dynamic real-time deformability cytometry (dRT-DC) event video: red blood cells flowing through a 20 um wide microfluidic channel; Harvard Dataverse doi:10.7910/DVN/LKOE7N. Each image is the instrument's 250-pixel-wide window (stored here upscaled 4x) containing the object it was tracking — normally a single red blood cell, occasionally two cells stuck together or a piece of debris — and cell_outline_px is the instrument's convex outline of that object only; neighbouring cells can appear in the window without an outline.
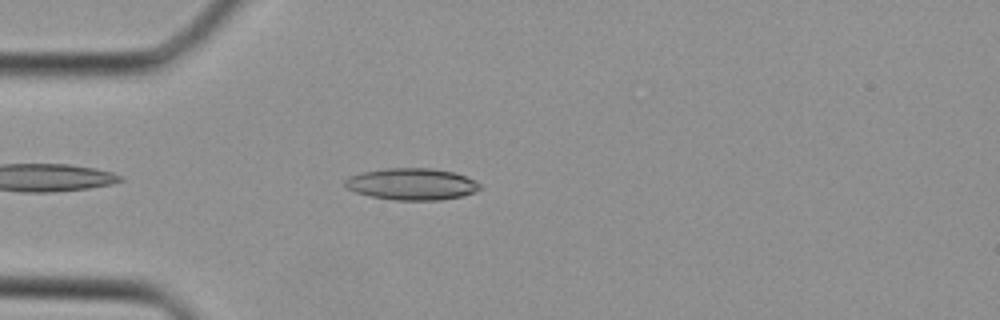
{"species": "Egyptian fruit bat (a non-hibernating species)", "species_latin": "Rousettus aegyptiacus", "temperature_condition": "cold", "stored_images_in_passage": 31, "camera_frame_rate_fps": 3000, "um_per_image_px": 0.085, "animal": {"sex": "female"}, "frame": {"image": 1, "passage_image": 3, "time_ms": 0.667, "image_size_px": [1000, 320], "cell_outline_px": [[480, 188], [476, 192], [464, 196], [440, 200], [396, 200], [372, 196], [356, 192], [344, 188], [344, 180], [348, 176], [364, 172], [384, 168], [432, 168], [452, 172], [464, 176], [480, 184]], "centroid_in_image_um": [34.97, 15.65], "position_along_channel_um": 50.0, "area_um2": 24.91}}
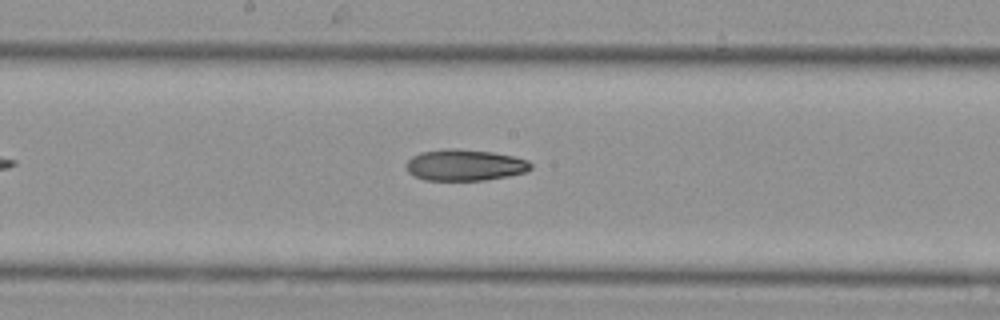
{"frame": {"image": 2, "passage_image": 13, "time_ms": 4.0, "image_size_px": [1000, 320], "cell_outline_px": [[532, 168], [524, 172], [508, 176], [484, 180], [424, 180], [412, 176], [408, 172], [404, 164], [412, 156], [420, 152], [448, 148], [456, 148], [492, 152], [512, 156], [528, 160], [532, 164]], "centroid_in_image_um": [39.46, 14.03], "position_along_channel_um": 208.7, "area_um2": 22.89}}
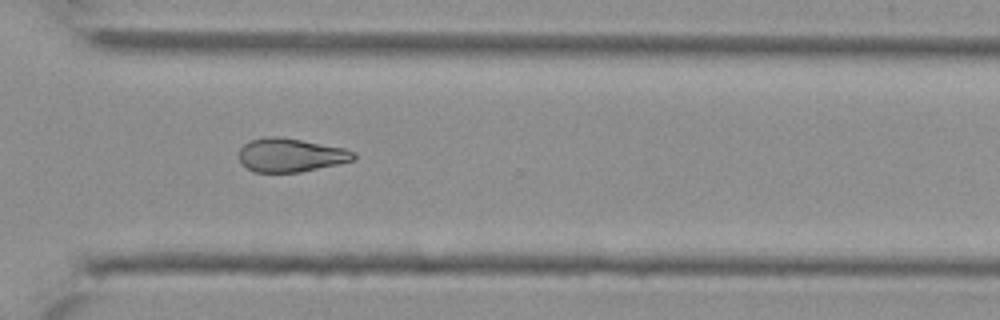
{"frame": {"image": 3, "passage_image": 21, "time_ms": 6.667, "image_size_px": [1000, 320], "cell_outline_px": [[356, 156], [352, 160], [336, 164], [300, 172], [252, 172], [240, 160], [240, 148], [248, 140], [264, 136], [280, 136], [344, 148], [356, 152]], "centroid_in_image_um": [24.68, 13.16], "position_along_channel_um": 345.9, "area_um2": 22.37}}